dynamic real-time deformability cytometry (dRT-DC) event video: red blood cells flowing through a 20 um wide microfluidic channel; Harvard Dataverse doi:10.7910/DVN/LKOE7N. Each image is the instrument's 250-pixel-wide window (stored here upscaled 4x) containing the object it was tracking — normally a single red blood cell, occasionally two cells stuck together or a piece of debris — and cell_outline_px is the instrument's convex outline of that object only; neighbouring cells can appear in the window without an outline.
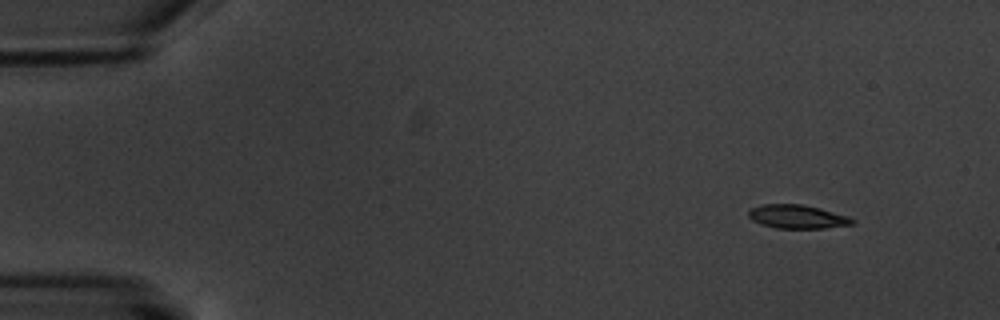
{"species": "common noctule bat (a hibernating species)", "species_latin": "Nyctalus noctula", "temperature_condition": "warm", "stored_images_in_passage": 16, "camera_frame_rate_fps": 3000, "um_per_image_px": 0.085, "animal": {"sex": "male", "body_mass_g": 20.1, "forearm_length_mm": 53.5}, "frame": {"image": 1, "passage_image": 2, "time_ms": 1.333, "image_size_px": [1000, 320], "cell_outline_px": [[856, 220], [852, 224], [824, 228], [776, 228], [760, 224], [752, 220], [748, 216], [748, 208], [764, 204], [804, 204], [820, 208], [848, 216]], "centroid_in_image_um": [67.73, 18.41], "position_along_channel_um": 17.3, "area_um2": 14.39}}
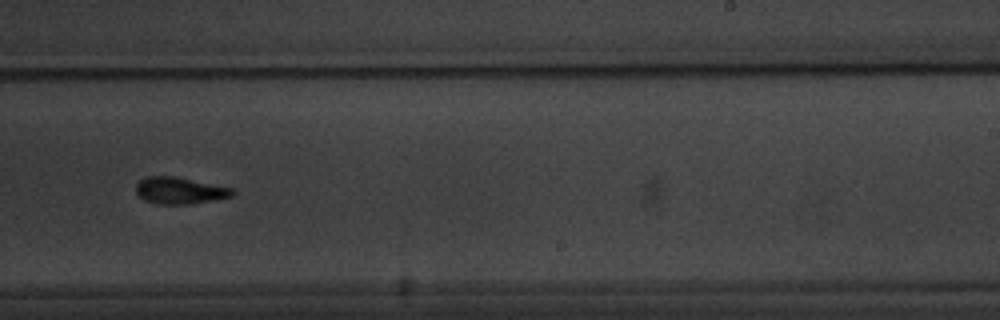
{"frame": {"image": 2, "passage_image": 11, "time_ms": 12.0, "image_size_px": [1000, 320], "cell_outline_px": [[236, 192], [232, 196], [188, 204], [156, 204], [144, 200], [136, 192], [136, 184], [144, 176], [176, 176], [232, 188]], "centroid_in_image_um": [15.24, 16.18], "position_along_channel_um": 273.8, "area_um2": 14.97}}
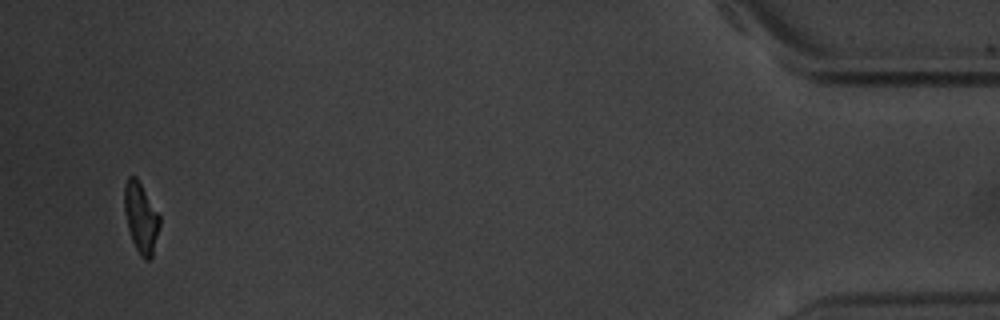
{"frame": {"image": 3, "passage_image": 16, "time_ms": 18.667, "image_size_px": [1000, 320], "cell_outline_px": [[160, 224], [152, 256], [148, 260], [144, 260], [140, 256], [132, 240], [128, 228], [124, 212], [124, 184], [128, 176], [136, 176], [160, 216]], "centroid_in_image_um": [11.96, 18.49], "position_along_channel_um": 423.2, "area_um2": 14.39}, "authors_computed_cell_mechanics": {"area_um2": 15.2303, "velocity_mm_per_s": 3.3927, "shape_relaxation_time_tau1_ms": 3.3055, "shape_relaxation_time_tau2_ms": 2.4434, "deformation_change_tau1": 0.1299, "deformation_change_tau2": 0.0822}}